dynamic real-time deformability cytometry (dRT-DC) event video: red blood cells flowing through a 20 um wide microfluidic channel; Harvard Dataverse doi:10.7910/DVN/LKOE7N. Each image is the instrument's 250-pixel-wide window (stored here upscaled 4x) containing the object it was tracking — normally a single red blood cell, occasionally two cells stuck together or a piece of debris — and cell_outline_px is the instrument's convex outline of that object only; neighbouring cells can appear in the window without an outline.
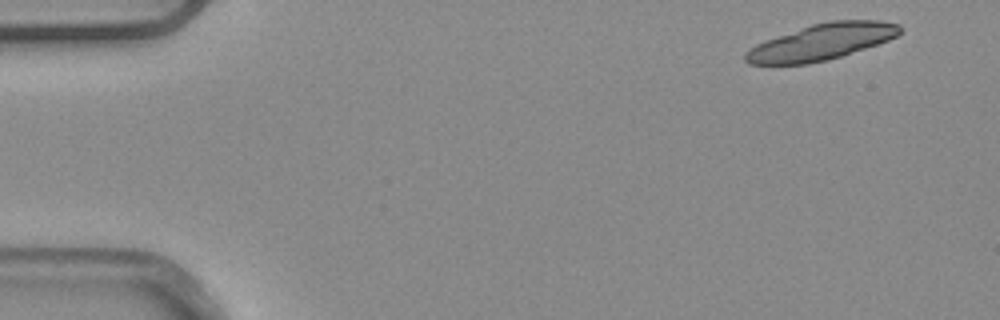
{"species": "common noctule bat (a hibernating species)", "species_latin": "Nyctalus noctula", "temperature_condition": "warm", "stored_images_in_passage": 4, "camera_frame_rate_fps": 3000, "um_per_image_px": 0.085, "animal": {"sex": "male", "body_mass_g": 20.4}, "frame": {"image": 1, "passage_image": 1, "time_ms": 0.0, "image_size_px": [1000, 320], "cell_outline_px": [[900, 32], [896, 36], [888, 40], [828, 60], [808, 64], [748, 64], [744, 60], [744, 52], [756, 44], [764, 40], [812, 24], [832, 20], [880, 20], [900, 24]], "centroid_in_image_um": [69.79, 3.56], "position_along_channel_um": 15.2, "area_um2": 32.37}}